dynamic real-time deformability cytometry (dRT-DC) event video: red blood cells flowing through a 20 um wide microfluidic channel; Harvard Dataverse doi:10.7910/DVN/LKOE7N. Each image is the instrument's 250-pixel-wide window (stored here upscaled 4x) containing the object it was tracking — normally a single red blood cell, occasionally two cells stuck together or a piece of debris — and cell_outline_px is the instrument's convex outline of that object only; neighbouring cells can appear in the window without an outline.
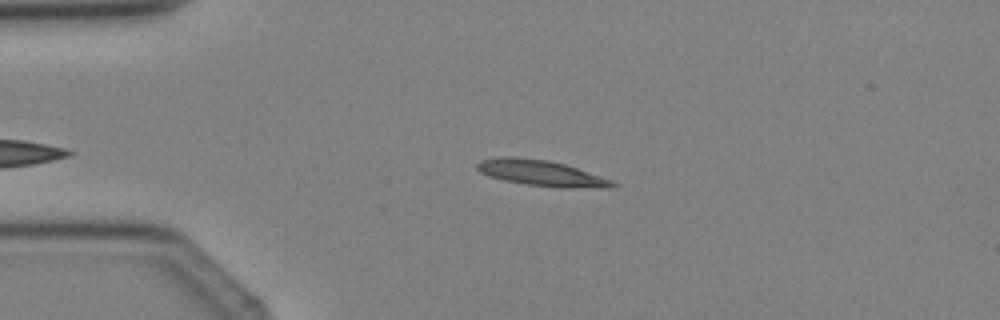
{"species": "Egyptian fruit bat (a non-hibernating species)", "species_latin": "Rousettus aegyptiacus", "temperature_condition": "cold", "stored_images_in_passage": 2, "camera_frame_rate_fps": 3000, "um_per_image_px": 0.085, "animal": {"sex": "female"}, "frame": {"image": 1, "passage_image": 1, "time_ms": 0.0, "image_size_px": [1000, 320], "cell_outline_px": [[616, 184], [612, 188], [560, 188], [528, 184], [504, 180], [488, 176], [480, 172], [476, 168], [476, 164], [480, 160], [496, 156], [512, 156], [548, 160], [564, 164], [612, 180]], "centroid_in_image_um": [45.97, 14.71], "position_along_channel_um": 39.0, "area_um2": 20.4}}